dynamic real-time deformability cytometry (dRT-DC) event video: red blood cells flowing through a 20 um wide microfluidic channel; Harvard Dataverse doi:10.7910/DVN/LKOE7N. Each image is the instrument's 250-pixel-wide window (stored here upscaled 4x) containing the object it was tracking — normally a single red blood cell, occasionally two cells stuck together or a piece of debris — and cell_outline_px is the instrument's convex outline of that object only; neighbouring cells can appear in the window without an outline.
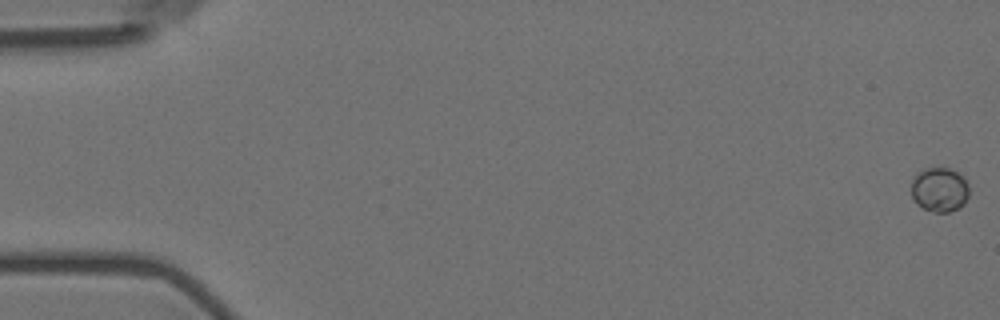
{"species": "Egyptian fruit bat (a non-hibernating species)", "species_latin": "Rousettus aegyptiacus", "temperature_condition": "room temperature", "stored_images_in_passage": 13, "camera_frame_rate_fps": 3000, "um_per_image_px": 0.085, "animal": {"sex": "female"}, "frame": {"image": 1, "passage_image": 1, "time_ms": 0.0, "image_size_px": [1000, 320], "cell_outline_px": [[968, 196], [964, 204], [948, 212], [936, 212], [924, 208], [916, 204], [912, 196], [912, 180], [924, 168], [948, 168], [960, 172], [968, 184]], "centroid_in_image_um": [79.88, 16.11], "position_along_channel_um": 5.1, "area_um2": 14.85}}